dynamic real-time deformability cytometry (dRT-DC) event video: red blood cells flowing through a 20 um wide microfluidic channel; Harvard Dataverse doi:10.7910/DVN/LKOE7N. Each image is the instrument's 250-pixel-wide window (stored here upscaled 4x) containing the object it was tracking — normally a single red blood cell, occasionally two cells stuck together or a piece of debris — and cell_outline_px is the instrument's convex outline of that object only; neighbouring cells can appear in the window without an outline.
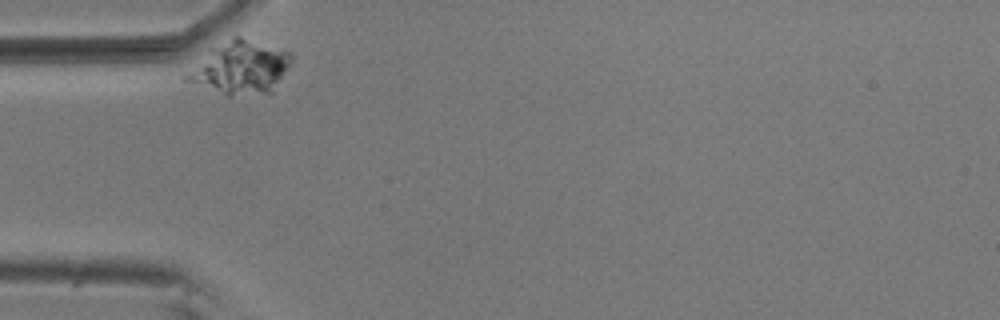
{"species": "common noctule bat (a hibernating species)", "species_latin": "Nyctalus noctula", "temperature_condition": "room temperature", "stored_images_in_passage": 33, "camera_frame_rate_fps": 3000, "um_per_image_px": 0.085, "animal": {"sex": "male", "body_mass_g": 20.5, "forearm_length_mm": 52.5}, "frame": {"image": 1, "passage_image": 1, "time_ms": 0.0, "image_size_px": [1000, 320], "cell_outline_px": [[292, 64], [272, 92], [228, 96], [184, 80], [184, 76], [212, 48], [232, 36], [240, 36], [292, 52]], "centroid_in_image_um": [20.49, 5.74], "position_along_channel_um": 64.5, "area_um2": 31.91}}
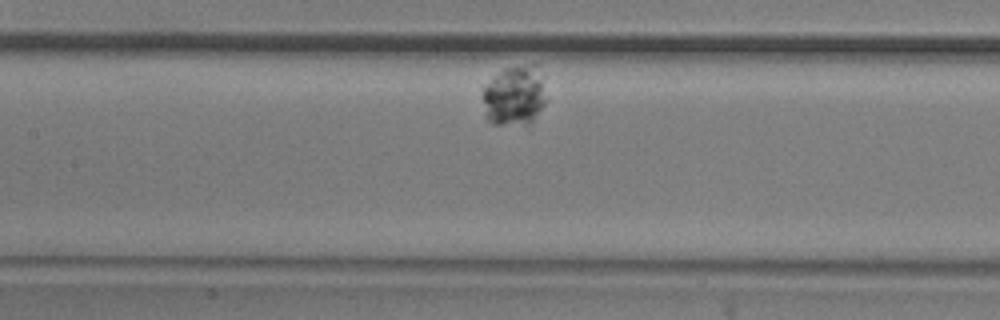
{"frame": {"image": 2, "passage_image": 12, "time_ms": 3.667, "image_size_px": [1000, 320], "cell_outline_px": [[548, 100], [532, 120], [528, 124], [492, 124], [484, 116], [484, 88], [492, 76], [504, 68], [528, 64], [536, 64]], "centroid_in_image_um": [43.72, 8.12], "position_along_channel_um": 163.7, "area_um2": 22.2}}
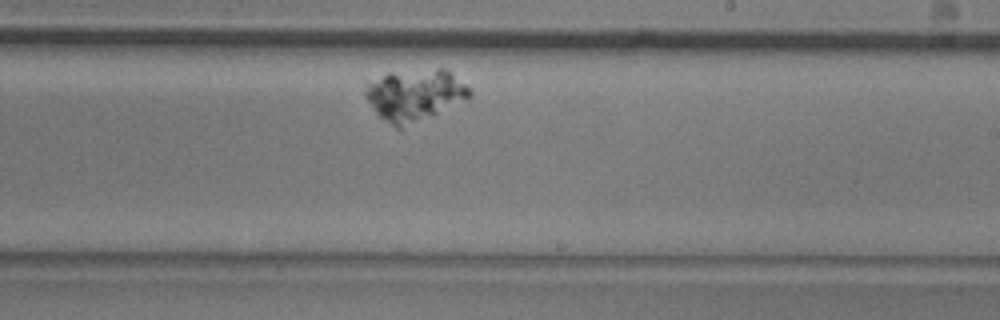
{"frame": {"image": 3, "passage_image": 21, "time_ms": 6.667, "image_size_px": [1000, 320], "cell_outline_px": [[472, 96], [400, 132], [384, 120], [376, 112], [364, 96], [364, 92], [368, 80], [388, 72], [436, 68], [444, 68], [452, 72], [472, 92]], "centroid_in_image_um": [35.21, 8.09], "position_along_channel_um": 253.8, "area_um2": 32.02}}